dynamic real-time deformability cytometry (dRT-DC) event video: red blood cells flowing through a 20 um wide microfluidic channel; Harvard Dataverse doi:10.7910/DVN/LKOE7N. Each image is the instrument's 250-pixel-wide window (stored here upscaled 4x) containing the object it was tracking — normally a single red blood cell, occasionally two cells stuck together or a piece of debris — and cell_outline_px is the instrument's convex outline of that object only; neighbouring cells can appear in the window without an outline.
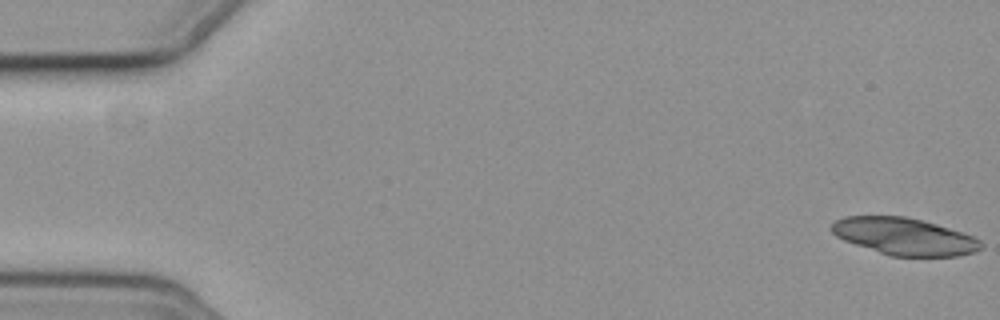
{"species": "common noctule bat (a hibernating species)", "species_latin": "Nyctalus noctula", "temperature_condition": "cold", "stored_images_in_passage": 16, "camera_frame_rate_fps": 3000, "um_per_image_px": 0.085, "animal": {"sex": "female", "body_mass_g": 19.3, "forearm_length_mm": 54.1}, "frame": {"image": 1, "passage_image": 1, "time_ms": 0.0, "image_size_px": [1000, 320], "cell_outline_px": [[984, 248], [976, 252], [960, 256], [892, 256], [844, 240], [836, 236], [832, 232], [832, 224], [836, 220], [844, 216], [904, 216], [936, 224], [972, 236], [980, 240], [984, 244]], "centroid_in_image_um": [76.91, 20.1], "position_along_channel_um": 8.1, "area_um2": 32.02}}